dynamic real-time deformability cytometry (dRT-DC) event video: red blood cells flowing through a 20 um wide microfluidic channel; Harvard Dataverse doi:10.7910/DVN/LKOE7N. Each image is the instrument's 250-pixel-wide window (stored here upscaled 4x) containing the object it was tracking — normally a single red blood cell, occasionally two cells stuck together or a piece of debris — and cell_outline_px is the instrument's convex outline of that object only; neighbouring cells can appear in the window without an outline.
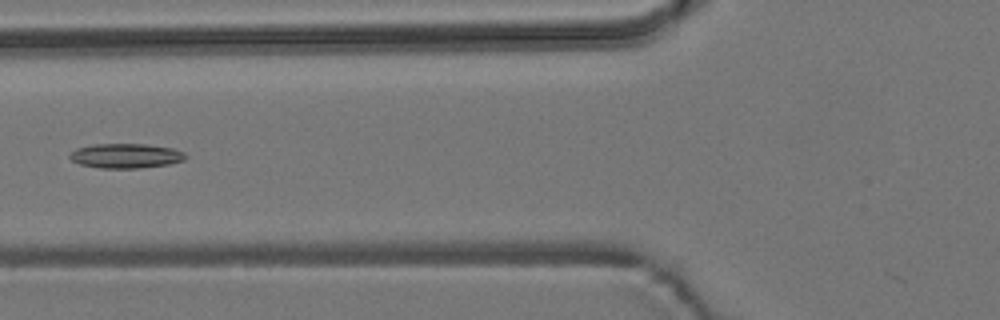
{"species": "common noctule bat (a hibernating species)", "species_latin": "Nyctalus noctula", "temperature_condition": "room temperature", "stored_images_in_passage": 6, "camera_frame_rate_fps": 3000, "um_per_image_px": 0.085, "animal": {"sex": "male", "body_mass_g": 19.2, "forearm_length_mm": 51.8}, "frame": {"image": 1, "passage_image": 5, "time_ms": 4.667, "image_size_px": [1000, 320], "cell_outline_px": [[188, 156], [184, 160], [168, 164], [140, 168], [100, 168], [80, 164], [72, 160], [68, 156], [76, 148], [92, 144], [148, 144], [172, 148], [184, 152]], "centroid_in_image_um": [10.7, 13.24], "position_along_channel_um": 115.1, "area_um2": 16.65}}
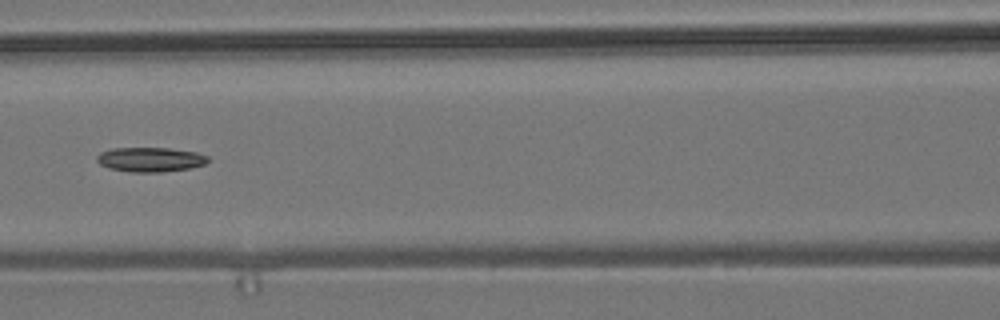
{"frame": {"image": 2, "passage_image": 6, "time_ms": 5.667, "image_size_px": [1000, 320], "cell_outline_px": [[208, 160], [204, 164], [188, 168], [160, 172], [132, 172], [108, 168], [100, 164], [96, 160], [96, 156], [100, 152], [112, 148], [168, 148], [196, 152], [208, 156]], "centroid_in_image_um": [12.73, 13.55], "position_along_channel_um": 153.9, "area_um2": 15.78}}